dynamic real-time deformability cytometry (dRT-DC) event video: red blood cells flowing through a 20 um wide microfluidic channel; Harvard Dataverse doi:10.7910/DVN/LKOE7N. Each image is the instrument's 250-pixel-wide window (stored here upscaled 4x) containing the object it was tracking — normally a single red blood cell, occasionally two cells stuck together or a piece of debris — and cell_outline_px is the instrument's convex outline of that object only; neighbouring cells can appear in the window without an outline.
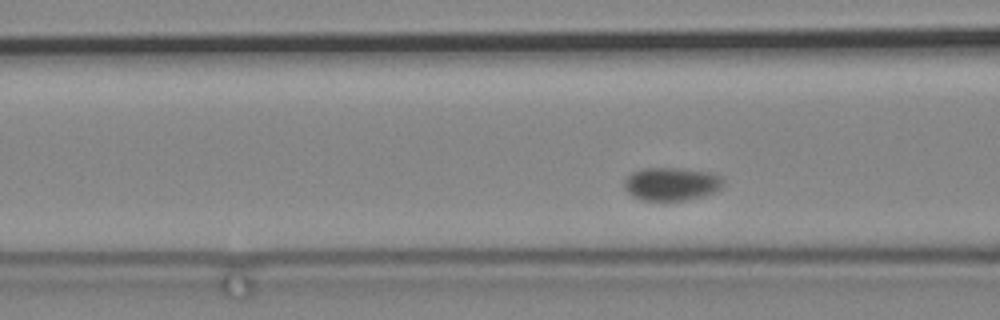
{"species": "common noctule bat (a hibernating species)", "species_latin": "Nyctalus noctula", "temperature_condition": "cold", "stored_images_in_passage": 10, "camera_frame_rate_fps": 3000, "um_per_image_px": 0.085, "animal": {"sex": "male", "body_mass_g": 19.2, "forearm_length_mm": 51.8}, "frame": {"image": 1, "passage_image": 6, "time_ms": 1.667, "image_size_px": [1000, 320], "cell_outline_px": [[724, 184], [720, 188], [704, 196], [684, 200], [640, 200], [632, 196], [624, 188], [624, 180], [632, 172], [644, 168], [680, 168], [712, 172], [724, 176]], "centroid_in_image_um": [57.1, 15.62], "position_along_channel_um": 109.5, "area_um2": 19.31}}